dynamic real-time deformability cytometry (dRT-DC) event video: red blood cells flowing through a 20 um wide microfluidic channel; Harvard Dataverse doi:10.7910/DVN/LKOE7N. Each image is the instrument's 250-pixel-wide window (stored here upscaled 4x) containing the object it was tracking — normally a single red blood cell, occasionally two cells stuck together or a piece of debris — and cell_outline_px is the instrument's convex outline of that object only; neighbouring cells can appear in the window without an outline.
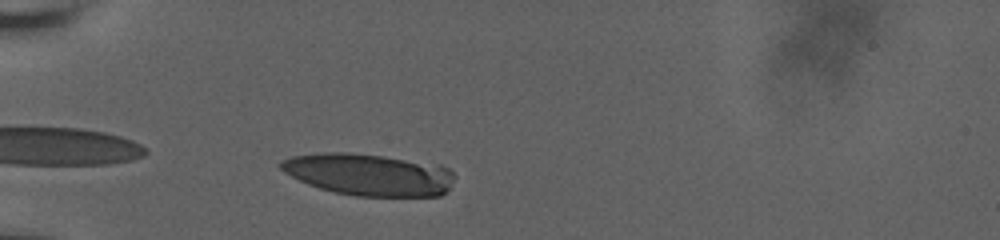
{"species": "human", "species_latin": "Homo sapiens", "temperature_condition": "room temperature", "stored_images_in_passage": 12, "camera_frame_rate_fps": 3000, "um_per_image_px": 0.085, "donor": {"sex": "male"}, "frame": {"image": 1, "passage_image": 3, "time_ms": 0.333, "image_size_px": [1000, 240], "cell_outline_px": [[456, 176], [448, 188], [440, 196], [356, 196], [336, 192], [320, 188], [308, 184], [284, 172], [280, 168], [280, 160], [292, 156], [324, 152], [348, 152], [380, 156], [440, 164], [448, 168]], "centroid_in_image_um": [31.36, 14.83], "position_along_channel_um": 53.6, "area_um2": 42.31}}
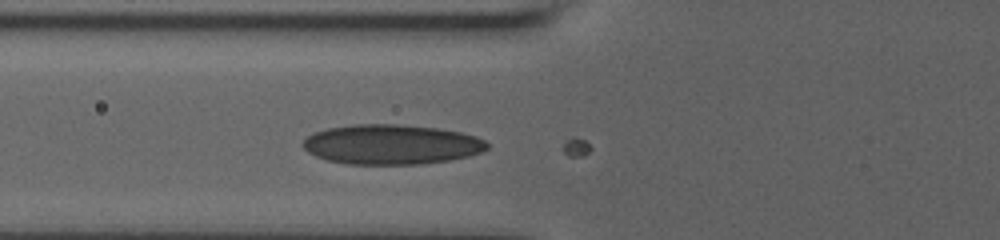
{"frame": {"image": 2, "passage_image": 9, "time_ms": 2.0, "image_size_px": [1000, 240], "cell_outline_px": [[488, 148], [480, 152], [468, 156], [448, 160], [420, 164], [348, 164], [328, 160], [316, 156], [308, 152], [300, 144], [312, 132], [328, 128], [356, 124], [396, 124], [436, 128], [460, 132], [476, 136], [484, 140], [488, 144]], "centroid_in_image_um": [33.24, 12.27], "position_along_channel_um": 92.6, "area_um2": 42.66}}